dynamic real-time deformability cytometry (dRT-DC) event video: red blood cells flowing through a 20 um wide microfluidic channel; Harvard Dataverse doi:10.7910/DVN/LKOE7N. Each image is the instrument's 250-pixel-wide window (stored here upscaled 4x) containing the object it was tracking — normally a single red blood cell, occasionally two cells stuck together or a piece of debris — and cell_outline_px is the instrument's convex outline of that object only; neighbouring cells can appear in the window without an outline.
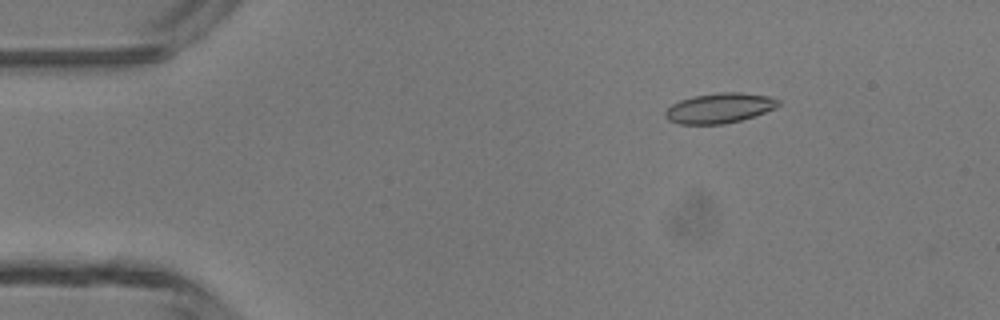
{"species": "common noctule bat (a hibernating species)", "species_latin": "Nyctalus noctula", "temperature_condition": "room temperature", "stored_images_in_passage": 47, "camera_frame_rate_fps": 3000, "um_per_image_px": 0.085, "animal": {"sex": "male", "body_mass_g": 13.3}, "frame": {"image": 1, "passage_image": 7, "time_ms": 2.0, "image_size_px": [1000, 320], "cell_outline_px": [[780, 104], [776, 108], [756, 116], [724, 124], [680, 124], [668, 120], [664, 116], [664, 112], [672, 104], [680, 100], [692, 96], [716, 92], [740, 92], [768, 96], [780, 100]], "centroid_in_image_um": [61.16, 9.18], "position_along_channel_um": 23.8, "area_um2": 20.0}}
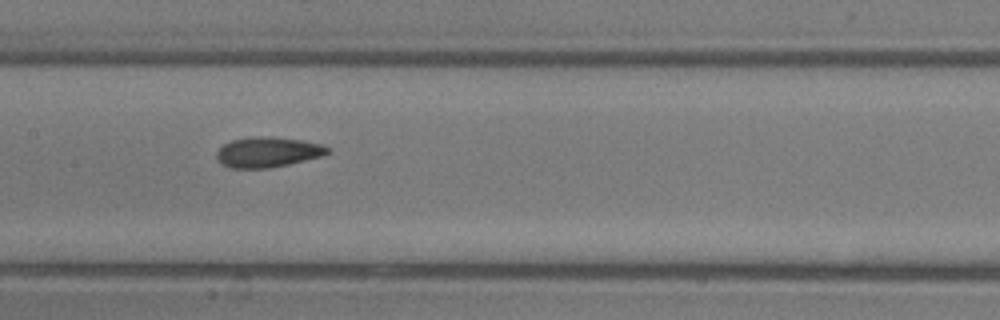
{"frame": {"image": 2, "passage_image": 23, "time_ms": 7.333, "image_size_px": [1000, 320], "cell_outline_px": [[332, 152], [324, 156], [288, 164], [268, 168], [232, 168], [224, 164], [216, 156], [216, 152], [224, 144], [232, 140], [252, 136], [272, 136], [300, 140], [320, 144], [332, 148]], "centroid_in_image_um": [22.82, 12.92], "position_along_channel_um": 184.6, "area_um2": 19.59}}
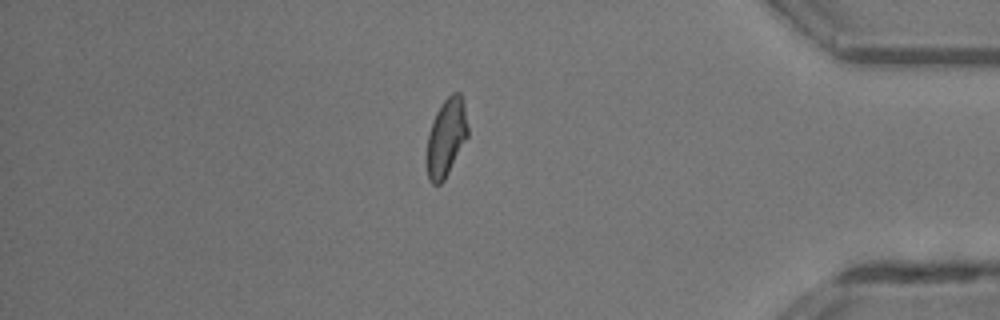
{"frame": {"image": 3, "passage_image": 40, "time_ms": 13.0, "image_size_px": [1000, 320], "cell_outline_px": [[468, 136], [444, 180], [440, 184], [432, 184], [428, 180], [428, 136], [432, 120], [440, 104], [452, 92], [460, 92], [464, 104], [468, 128]], "centroid_in_image_um": [37.94, 11.65], "position_along_channel_um": 397.3, "area_um2": 18.38}, "authors_computed_cell_mechanics": {"area_um2": 19.4208, "velocity_mm_per_s": 4.3823, "shape_relaxation_time_tau1_ms": 10.9289, "shape_relaxation_time_tau2_ms": 2.3418, "deformation_change_tau1": 0.2132, "deformation_change_tau2": 0.0695}}